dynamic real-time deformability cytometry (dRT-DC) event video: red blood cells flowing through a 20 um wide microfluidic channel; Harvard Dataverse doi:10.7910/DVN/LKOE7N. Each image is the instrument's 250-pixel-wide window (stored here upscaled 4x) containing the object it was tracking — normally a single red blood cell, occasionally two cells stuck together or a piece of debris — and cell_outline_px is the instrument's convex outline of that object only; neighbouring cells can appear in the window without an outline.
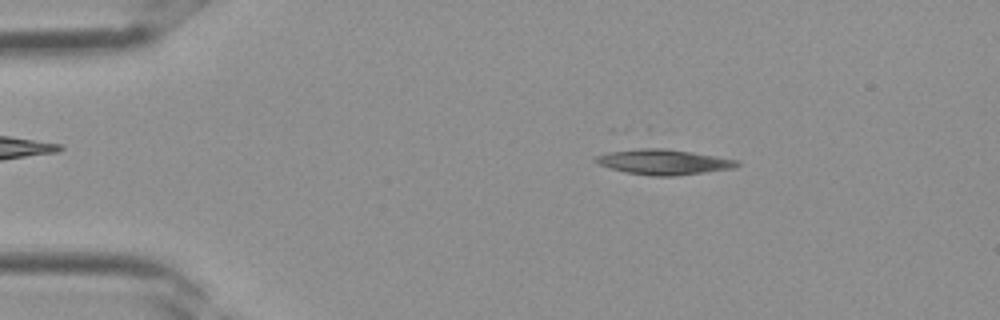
{"species": "Egyptian fruit bat (a non-hibernating species)", "species_latin": "Rousettus aegyptiacus", "temperature_condition": "room temperature", "stored_images_in_passage": 2, "camera_frame_rate_fps": 3000, "um_per_image_px": 0.085, "frame": {"image": 1, "passage_image": 1, "time_ms": 0.0, "image_size_px": [1000, 320], "cell_outline_px": [[740, 164], [736, 168], [672, 176], [652, 176], [628, 172], [612, 168], [600, 164], [592, 160], [596, 156], [608, 152], [648, 144], [740, 160]], "centroid_in_image_um": [56.4, 13.7], "position_along_channel_um": 28.6, "area_um2": 21.62}}